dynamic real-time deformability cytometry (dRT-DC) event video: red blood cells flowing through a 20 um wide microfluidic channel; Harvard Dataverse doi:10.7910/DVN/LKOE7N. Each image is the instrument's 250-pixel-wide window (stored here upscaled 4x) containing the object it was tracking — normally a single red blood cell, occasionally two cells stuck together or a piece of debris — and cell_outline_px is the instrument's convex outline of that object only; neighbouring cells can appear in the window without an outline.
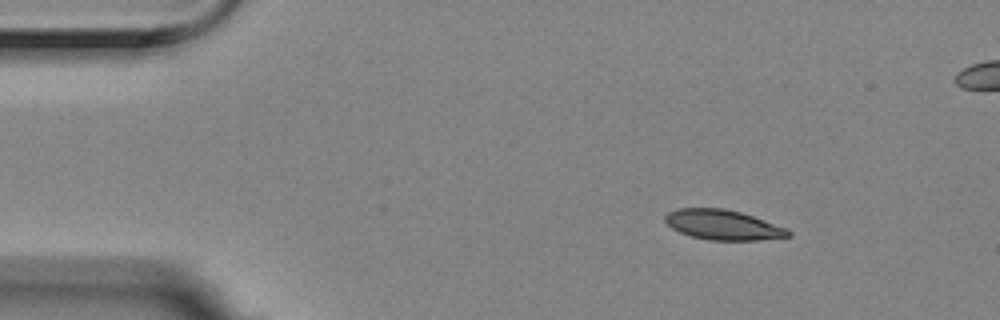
{"species": "Egyptian fruit bat (a non-hibernating species)", "species_latin": "Rousettus aegyptiacus", "temperature_condition": "room temperature", "stored_images_in_passage": 5, "camera_frame_rate_fps": 3000, "um_per_image_px": 0.085, "animal": {"sex": "female"}, "frame": {"image": 1, "passage_image": 1, "time_ms": 0.0, "image_size_px": [1000, 320], "cell_outline_px": [[792, 236], [756, 240], [708, 240], [692, 236], [680, 232], [672, 228], [664, 220], [664, 216], [668, 212], [676, 208], [724, 208], [740, 212], [752, 216], [784, 228], [792, 232]], "centroid_in_image_um": [61.4, 19.11], "position_along_channel_um": 23.6, "area_um2": 21.27}}
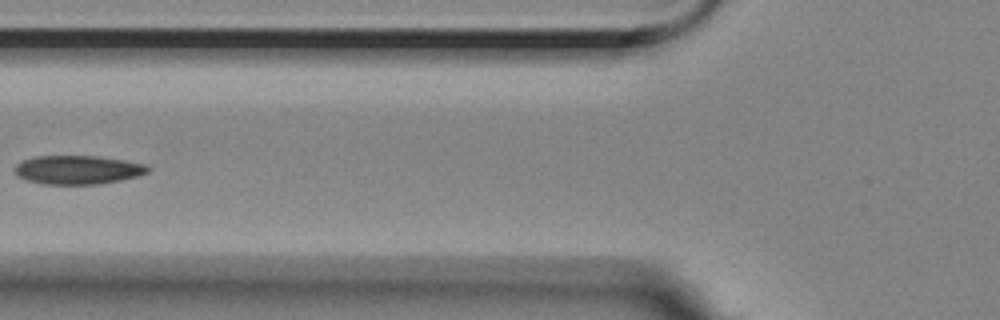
{"frame": {"image": 2, "passage_image": 5, "time_ms": 1.333, "image_size_px": [1000, 320], "cell_outline_px": [[152, 168], [148, 172], [136, 176], [120, 180], [96, 184], [40, 184], [16, 176], [16, 164], [24, 160], [36, 156], [96, 156], [124, 160], [148, 164]], "centroid_in_image_um": [6.64, 14.43], "position_along_channel_um": 119.2, "area_um2": 22.25}}